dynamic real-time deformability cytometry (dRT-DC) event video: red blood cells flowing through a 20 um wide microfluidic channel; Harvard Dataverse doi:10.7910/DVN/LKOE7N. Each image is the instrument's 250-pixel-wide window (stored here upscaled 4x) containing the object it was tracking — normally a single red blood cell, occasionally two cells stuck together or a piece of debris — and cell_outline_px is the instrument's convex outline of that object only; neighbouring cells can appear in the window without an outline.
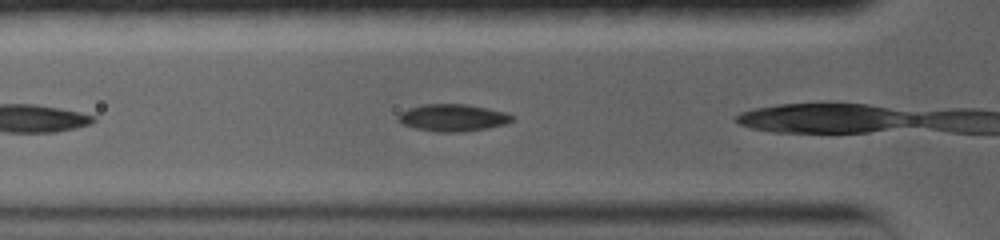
{"species": "common noctule bat (a hibernating species)", "species_latin": "Nyctalus noctula", "temperature_condition": "warm", "stored_images_in_passage": 8, "camera_frame_rate_fps": 5000, "um_per_image_px": 0.085, "animal": {"sex": "female", "body_mass_g": 19.0, "forearm_length_mm": 56.7}, "frame": {"image": 1, "passage_image": 7, "time_ms": 1.0, "image_size_px": [1000, 240], "cell_outline_px": [[512, 120], [504, 124], [488, 128], [464, 132], [436, 132], [416, 128], [404, 124], [396, 120], [396, 116], [400, 112], [408, 108], [420, 104], [464, 104], [488, 108], [504, 112], [512, 116]], "centroid_in_image_um": [38.42, 10.0], "position_along_channel_um": 87.4, "area_um2": 18.03}}